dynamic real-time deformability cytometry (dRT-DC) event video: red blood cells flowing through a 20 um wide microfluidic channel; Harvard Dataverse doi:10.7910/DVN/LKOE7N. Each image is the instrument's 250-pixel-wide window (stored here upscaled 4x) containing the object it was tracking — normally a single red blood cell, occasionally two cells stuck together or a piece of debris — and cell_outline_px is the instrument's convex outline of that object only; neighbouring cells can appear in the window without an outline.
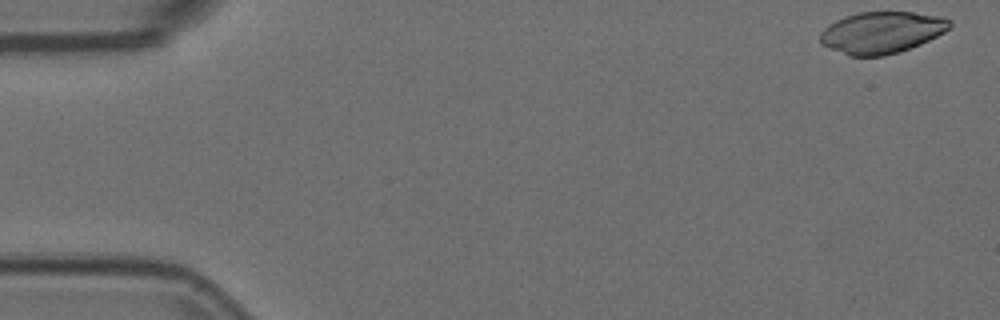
{"species": "Egyptian fruit bat (a non-hibernating species)", "species_latin": "Rousettus aegyptiacus", "temperature_condition": "room temperature", "stored_images_in_passage": 16, "camera_frame_rate_fps": 3000, "um_per_image_px": 0.085, "animal": {"sex": "female"}, "frame": {"image": 1, "passage_image": 1, "time_ms": 0.0, "image_size_px": [1000, 320], "cell_outline_px": [[952, 24], [944, 32], [920, 44], [900, 52], [884, 56], [848, 56], [828, 48], [820, 44], [820, 32], [828, 24], [844, 16], [860, 12], [912, 12], [944, 16], [952, 20]], "centroid_in_image_um": [74.92, 2.76], "position_along_channel_um": 10.1, "area_um2": 31.79}}